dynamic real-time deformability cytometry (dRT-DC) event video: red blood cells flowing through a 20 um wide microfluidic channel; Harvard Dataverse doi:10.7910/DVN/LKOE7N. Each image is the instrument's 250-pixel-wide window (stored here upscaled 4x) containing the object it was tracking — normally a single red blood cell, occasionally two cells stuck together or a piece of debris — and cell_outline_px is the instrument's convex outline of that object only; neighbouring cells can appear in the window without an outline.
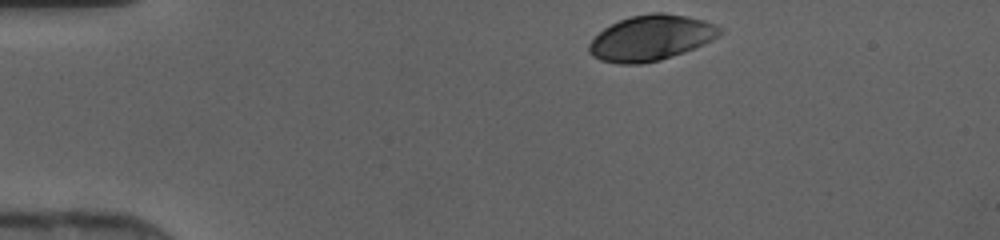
{"species": "human", "species_latin": "Homo sapiens", "temperature_condition": "cold", "stored_images_in_passage": 32, "camera_frame_rate_fps": 3000, "um_per_image_px": 0.085, "donor": {"sex": "female"}, "frame": {"image": 1, "passage_image": 1, "time_ms": 0.0, "image_size_px": [1000, 240], "cell_outline_px": [[724, 32], [720, 36], [704, 44], [684, 52], [660, 60], [640, 64], [620, 64], [600, 60], [592, 56], [588, 52], [588, 44], [604, 28], [620, 20], [632, 16], [652, 12], [664, 12], [704, 20], [724, 28]], "centroid_in_image_um": [55.36, 3.22], "position_along_channel_um": 29.6, "area_um2": 34.68}}
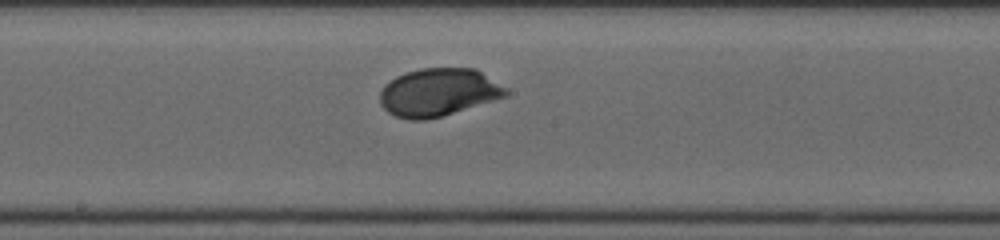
{"frame": {"image": 2, "passage_image": 18, "time_ms": 5.667, "image_size_px": [1000, 240], "cell_outline_px": [[508, 96], [440, 116], [424, 120], [408, 120], [396, 116], [388, 112], [380, 104], [380, 92], [384, 84], [396, 76], [404, 72], [420, 68], [476, 68], [508, 88]], "centroid_in_image_um": [37.26, 7.83], "position_along_channel_um": 210.9, "area_um2": 35.26}}
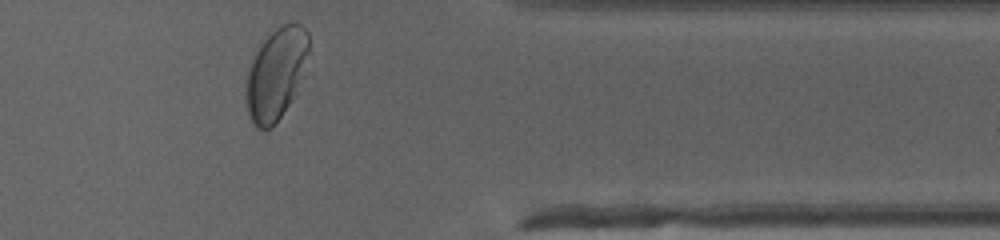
{"frame": {"image": 3, "passage_image": 31, "time_ms": 10.0, "image_size_px": [1000, 240], "cell_outline_px": [[308, 52], [304, 76], [288, 104], [280, 116], [268, 128], [256, 128], [252, 124], [248, 112], [248, 72], [252, 60], [256, 52], [264, 40], [276, 28], [284, 24], [300, 24], [308, 32]], "centroid_in_image_um": [23.5, 6.24], "position_along_channel_um": 387.9, "area_um2": 32.31}}